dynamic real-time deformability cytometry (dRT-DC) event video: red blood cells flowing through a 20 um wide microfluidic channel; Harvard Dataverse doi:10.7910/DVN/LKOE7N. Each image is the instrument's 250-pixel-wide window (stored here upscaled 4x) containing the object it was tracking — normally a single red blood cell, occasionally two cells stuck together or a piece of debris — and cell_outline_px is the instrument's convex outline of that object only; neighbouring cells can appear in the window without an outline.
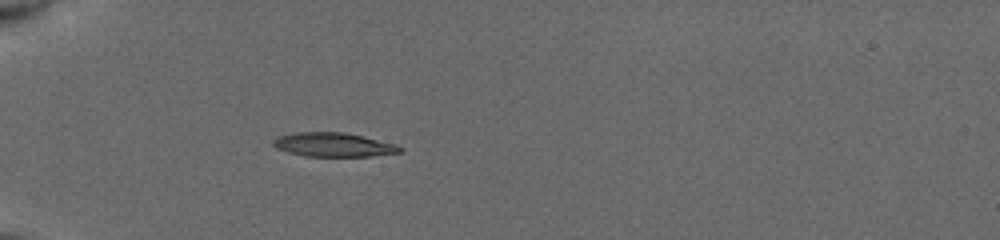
{"species": "common noctule bat (a hibernating species)", "species_latin": "Nyctalus noctula", "temperature_condition": "cold", "stored_images_in_passage": 17, "camera_frame_rate_fps": 3000, "um_per_image_px": 0.085, "animal": {"sex": "female", "body_mass_g": 19.5, "forearm_length_mm": 54.1}, "frame": {"image": 1, "passage_image": 1, "time_ms": 0.0, "image_size_px": [1000, 240], "cell_outline_px": [[404, 152], [372, 156], [304, 156], [288, 152], [276, 148], [272, 144], [272, 140], [276, 136], [296, 132], [344, 132], [364, 136], [396, 144], [404, 148]], "centroid_in_image_um": [28.36, 12.3], "position_along_channel_um": 56.6, "area_um2": 17.98}}
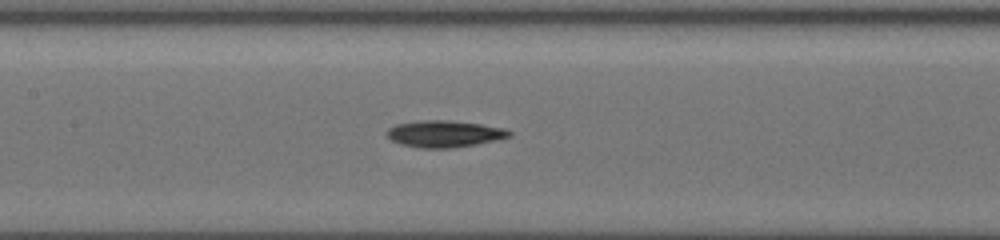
{"frame": {"image": 2, "passage_image": 11, "time_ms": 3.333, "image_size_px": [1000, 240], "cell_outline_px": [[512, 136], [476, 144], [452, 148], [420, 148], [400, 144], [392, 140], [388, 136], [388, 128], [396, 124], [424, 120], [444, 120], [480, 124], [504, 128], [512, 132]], "centroid_in_image_um": [37.78, 11.38], "position_along_channel_um": 169.6, "area_um2": 18.84}}
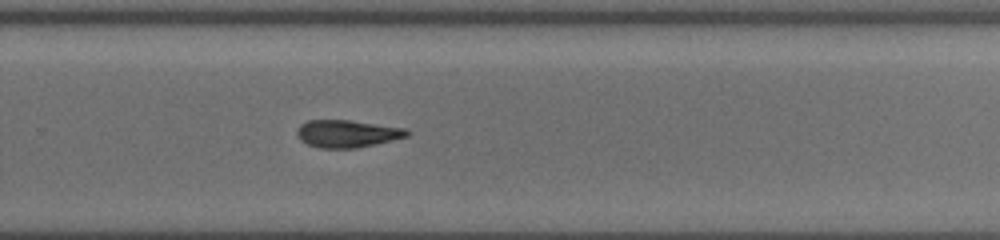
{"frame": {"image": 3, "passage_image": 17, "time_ms": 6.667, "image_size_px": [1000, 240], "cell_outline_px": [[412, 132], [408, 136], [392, 140], [356, 148], [320, 148], [308, 144], [300, 140], [296, 132], [300, 124], [308, 120], [348, 120], [408, 128]], "centroid_in_image_um": [29.53, 11.35], "position_along_channel_um": 300.3, "area_um2": 17.63}}